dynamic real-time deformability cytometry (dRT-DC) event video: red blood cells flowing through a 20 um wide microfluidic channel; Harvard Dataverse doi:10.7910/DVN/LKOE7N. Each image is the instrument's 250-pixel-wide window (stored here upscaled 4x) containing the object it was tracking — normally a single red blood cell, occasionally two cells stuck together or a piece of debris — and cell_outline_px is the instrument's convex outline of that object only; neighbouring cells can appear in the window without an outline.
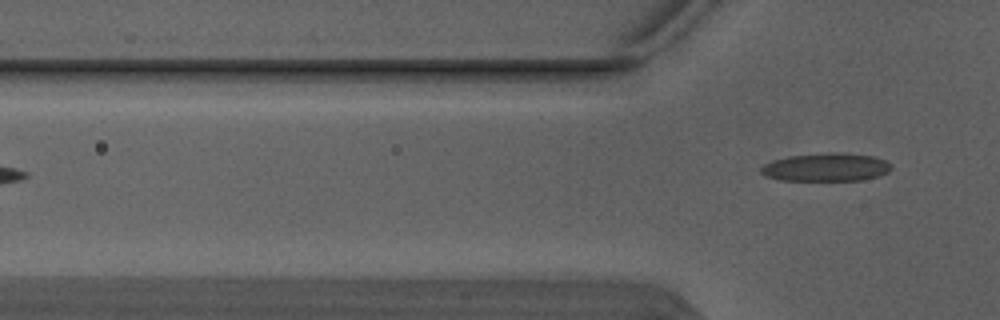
{"species": "Egyptian fruit bat (a non-hibernating species)", "species_latin": "Rousettus aegyptiacus", "temperature_condition": "warm", "stored_images_in_passage": 6, "camera_frame_rate_fps": 3000, "um_per_image_px": 0.085, "animal": {"sex": "male"}, "frame": {"image": 1, "passage_image": 6, "time_ms": 1.667, "image_size_px": [1000, 320], "cell_outline_px": [[892, 168], [888, 172], [880, 176], [860, 180], [780, 180], [764, 176], [760, 172], [760, 168], [764, 164], [772, 160], [788, 156], [828, 152], [840, 152], [872, 156], [884, 160], [892, 164]], "centroid_in_image_um": [70.2, 14.21], "position_along_channel_um": 55.6, "area_um2": 21.56}}